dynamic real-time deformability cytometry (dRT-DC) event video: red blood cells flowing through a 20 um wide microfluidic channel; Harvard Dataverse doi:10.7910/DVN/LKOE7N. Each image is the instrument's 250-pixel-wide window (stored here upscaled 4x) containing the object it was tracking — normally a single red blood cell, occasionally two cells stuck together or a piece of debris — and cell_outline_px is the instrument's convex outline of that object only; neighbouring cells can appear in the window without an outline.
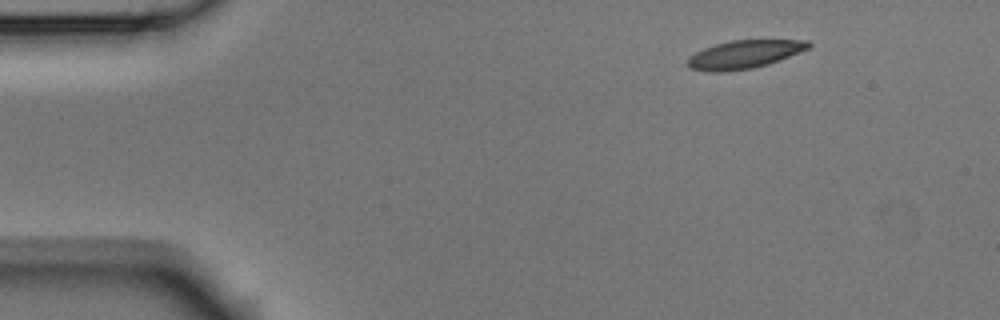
{"species": "Egyptian fruit bat (a non-hibernating species)", "species_latin": "Rousettus aegyptiacus", "temperature_condition": "room temperature", "stored_images_in_passage": 5, "camera_frame_rate_fps": 3000, "um_per_image_px": 0.085, "animal": {"sex": "male"}, "frame": {"image": 1, "passage_image": 1, "time_ms": 0.0, "image_size_px": [1000, 320], "cell_outline_px": [[812, 48], [780, 60], [768, 64], [752, 68], [724, 72], [708, 72], [688, 68], [688, 56], [704, 48], [716, 44], [732, 40], [808, 40], [812, 44]], "centroid_in_image_um": [63.29, 4.63], "position_along_channel_um": 21.7, "area_um2": 20.06}}
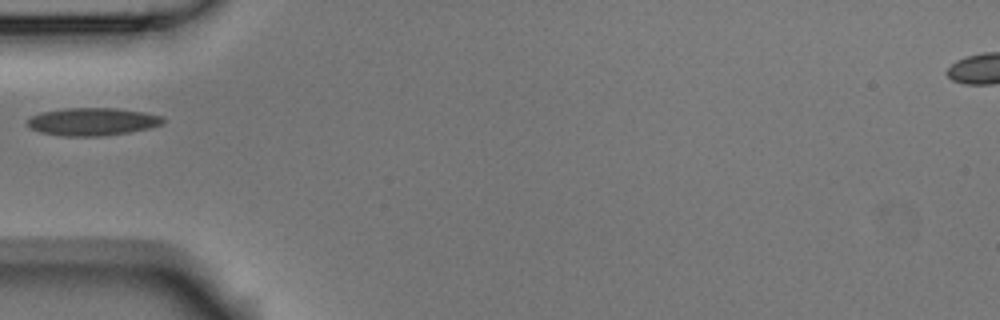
{"frame": {"image": 2, "passage_image": 4, "time_ms": 1.0, "image_size_px": [1000, 320], "cell_outline_px": [[164, 124], [148, 128], [128, 132], [100, 136], [64, 136], [40, 132], [32, 128], [28, 124], [28, 120], [32, 116], [44, 112], [64, 108], [116, 108], [144, 112], [160, 116], [164, 120]], "centroid_in_image_um": [7.88, 10.34], "position_along_channel_um": 77.1, "area_um2": 21.62}}
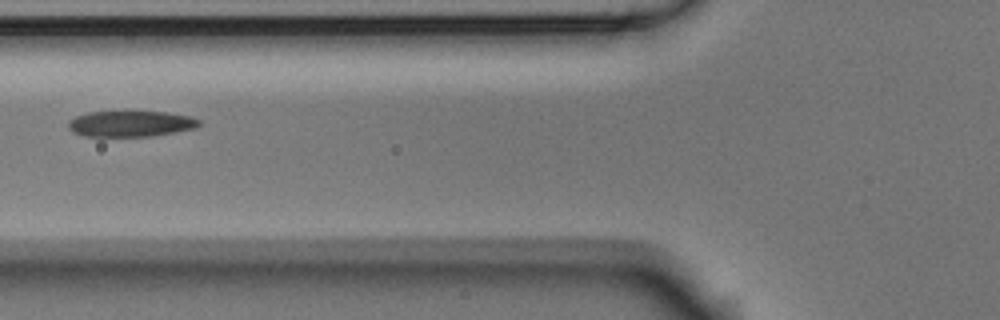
{"frame": {"image": 3, "passage_image": 5, "time_ms": 1.333, "image_size_px": [1000, 320], "cell_outline_px": [[200, 124], [196, 128], [152, 136], [80, 136], [72, 132], [68, 128], [68, 120], [76, 116], [88, 112], [168, 112], [192, 116], [200, 120]], "centroid_in_image_um": [11.1, 10.52], "position_along_channel_um": 114.7, "area_um2": 19.83}}